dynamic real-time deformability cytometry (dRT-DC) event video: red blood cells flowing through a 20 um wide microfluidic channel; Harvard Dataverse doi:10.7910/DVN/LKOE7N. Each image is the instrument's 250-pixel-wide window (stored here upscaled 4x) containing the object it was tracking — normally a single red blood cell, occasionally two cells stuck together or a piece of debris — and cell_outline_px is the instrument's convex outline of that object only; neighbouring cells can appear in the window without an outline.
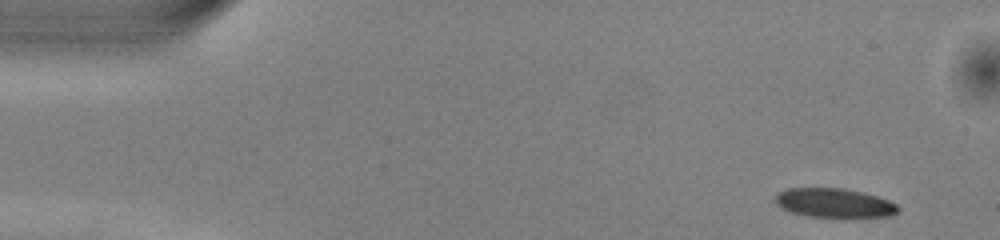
{"species": "common noctule bat (a hibernating species)", "species_latin": "Nyctalus noctula", "temperature_condition": "warm", "stored_images_in_passage": 48, "camera_frame_rate_fps": 3000, "um_per_image_px": 0.085, "animal": {"sex": "male", "body_mass_g": 13.0, "forearm_length_mm": 53.1}, "frame": {"image": 1, "passage_image": 1, "time_ms": 0.0, "image_size_px": [1000, 240], "cell_outline_px": [[900, 208], [896, 212], [888, 216], [844, 220], [808, 216], [792, 212], [780, 208], [776, 204], [776, 196], [780, 192], [788, 188], [844, 188], [864, 192], [888, 200], [896, 204]], "centroid_in_image_um": [70.95, 17.3], "position_along_channel_um": 14.1, "area_um2": 21.62}}
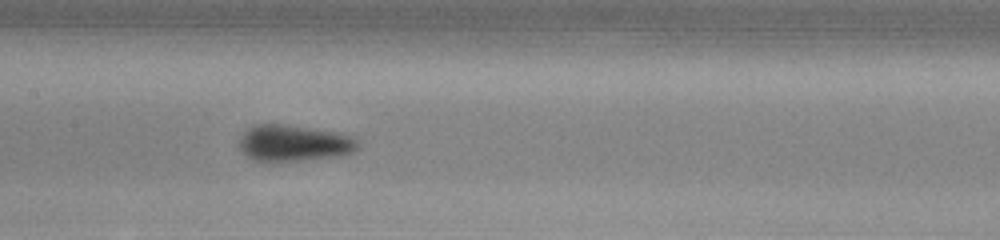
{"frame": {"image": 2, "passage_image": 22, "time_ms": 7.0, "image_size_px": [1000, 240], "cell_outline_px": [[360, 148], [352, 152], [340, 156], [272, 164], [252, 160], [236, 144], [244, 132], [252, 124], [280, 124], [308, 128], [332, 132], [352, 136], [360, 140]], "centroid_in_image_um": [24.95, 12.21], "position_along_channel_um": 182.4, "area_um2": 25.78}}
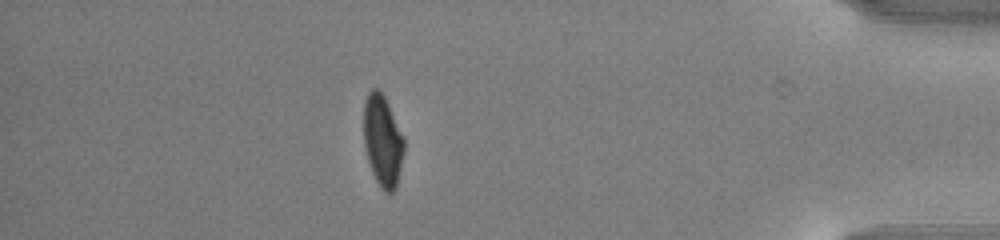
{"frame": {"image": 3, "passage_image": 42, "time_ms": 13.667, "image_size_px": [1000, 240], "cell_outline_px": [[404, 152], [396, 188], [392, 192], [384, 192], [380, 188], [372, 172], [364, 148], [364, 100], [368, 92], [372, 88], [376, 88], [384, 96], [404, 136]], "centroid_in_image_um": [32.52, 11.97], "position_along_channel_um": 402.7, "area_um2": 21.56}, "authors_computed_cell_mechanics": {"area_um2": 22.831, "velocity_mm_per_s": 4.0126, "shape_relaxation_time_tau1_ms": 2.2283, "shape_relaxation_time_tau2_ms": null, "deformation_change_tau1": 0.1175, "deformation_change_tau2": null}}